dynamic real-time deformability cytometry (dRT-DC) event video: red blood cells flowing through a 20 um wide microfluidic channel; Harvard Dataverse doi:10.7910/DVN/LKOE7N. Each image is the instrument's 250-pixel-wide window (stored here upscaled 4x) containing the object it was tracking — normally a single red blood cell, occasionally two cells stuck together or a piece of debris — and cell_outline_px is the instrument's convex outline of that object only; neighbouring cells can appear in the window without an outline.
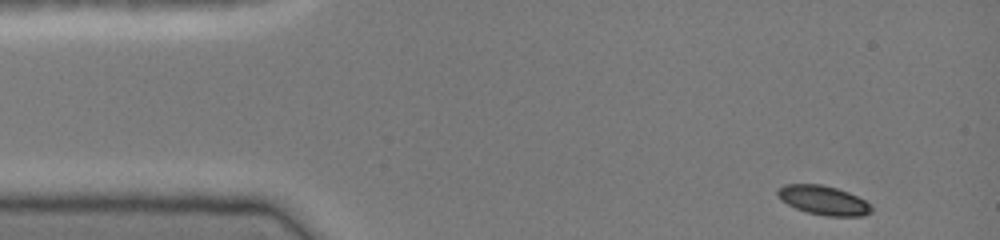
{"species": "common noctule bat (a hibernating species)", "species_latin": "Nyctalus noctula", "temperature_condition": "cold", "stored_images_in_passage": 41, "camera_frame_rate_fps": 3000, "um_per_image_px": 0.085, "animal": {"sex": "female", "body_mass_g": 19.0, "forearm_length_mm": 51.5}, "frame": {"image": 1, "passage_image": 1, "time_ms": 0.0, "image_size_px": [1000, 240], "cell_outline_px": [[872, 212], [864, 216], [824, 216], [808, 212], [796, 208], [780, 200], [776, 192], [784, 184], [820, 184], [836, 188], [848, 192], [864, 200], [872, 208]], "centroid_in_image_um": [69.98, 17.03], "position_along_channel_um": 15.0, "area_um2": 15.84}}
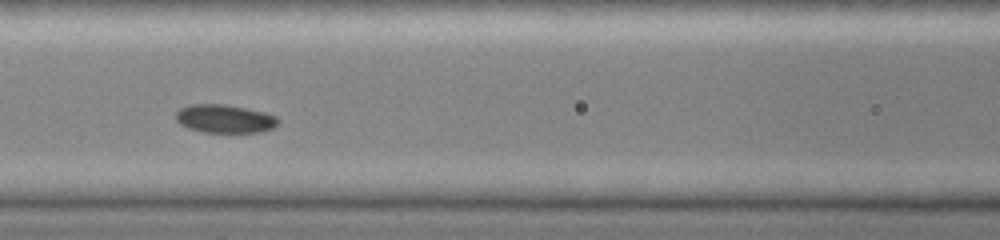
{"frame": {"image": 2, "passage_image": 17, "time_ms": 5.333, "image_size_px": [1000, 240], "cell_outline_px": [[280, 120], [272, 128], [260, 132], [204, 132], [188, 128], [180, 124], [176, 120], [176, 112], [180, 108], [192, 104], [224, 104], [264, 112], [276, 116]], "centroid_in_image_um": [19.08, 10.09], "position_along_channel_um": 147.5, "area_um2": 16.76}}
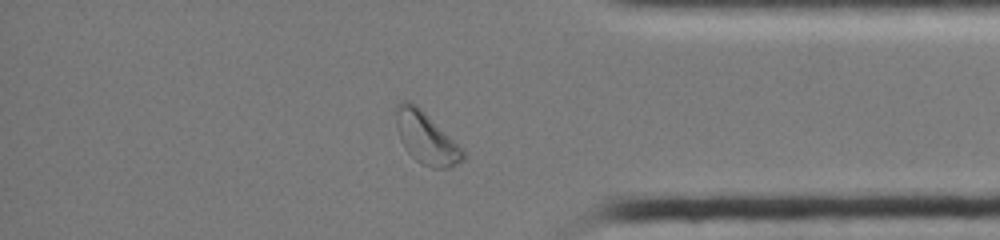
{"frame": {"image": 3, "passage_image": 36, "time_ms": 11.667, "image_size_px": [1000, 240], "cell_outline_px": [[468, 156], [464, 160], [452, 168], [432, 168], [420, 164], [404, 148], [400, 140], [396, 128], [392, 108], [400, 100], [408, 100], [416, 104]], "centroid_in_image_um": [36.14, 11.71], "position_along_channel_um": 399.1, "area_um2": 20.4}, "authors_computed_cell_mechanics": {"area_um2": 16.9932, "velocity_mm_per_s": 4.073, "shape_relaxation_time_tau1_ms": 9.6874, "shape_relaxation_time_tau2_ms": null, "deformation_change_tau1": 0.112, "deformation_change_tau2": null}}